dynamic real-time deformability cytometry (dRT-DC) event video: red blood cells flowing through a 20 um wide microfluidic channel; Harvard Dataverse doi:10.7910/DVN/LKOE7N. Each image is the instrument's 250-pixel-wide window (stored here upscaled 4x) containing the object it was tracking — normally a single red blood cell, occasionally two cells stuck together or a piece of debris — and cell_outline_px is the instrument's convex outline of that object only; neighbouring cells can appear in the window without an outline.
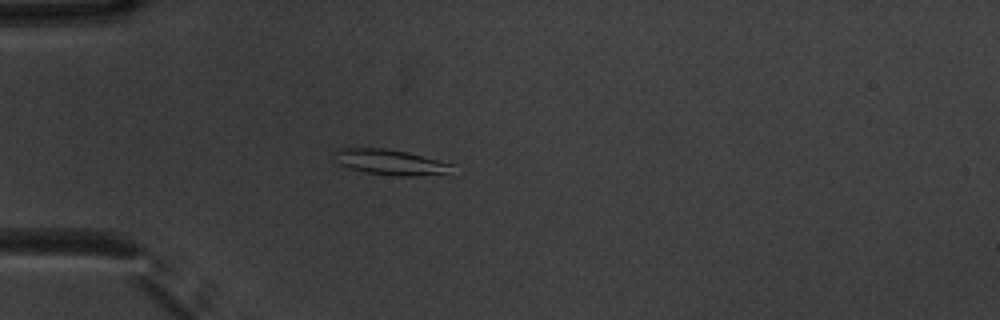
{"species": "common noctule bat (a hibernating species)", "species_latin": "Nyctalus noctula", "temperature_condition": "warm", "stored_images_in_passage": 47, "camera_frame_rate_fps": 3000, "um_per_image_px": 0.085, "animal": {"sex": "male", "body_mass_g": 20.1, "forearm_length_mm": 53.5}, "frame": {"image": 1, "passage_image": 9, "time_ms": 2.667, "image_size_px": [1000, 320], "cell_outline_px": [[456, 176], [396, 176], [364, 172], [348, 168], [340, 164], [336, 152], [336, 148], [384, 148], [408, 152], [456, 164]], "centroid_in_image_um": [33.45, 13.83], "position_along_channel_um": 51.5, "area_um2": 18.21}}
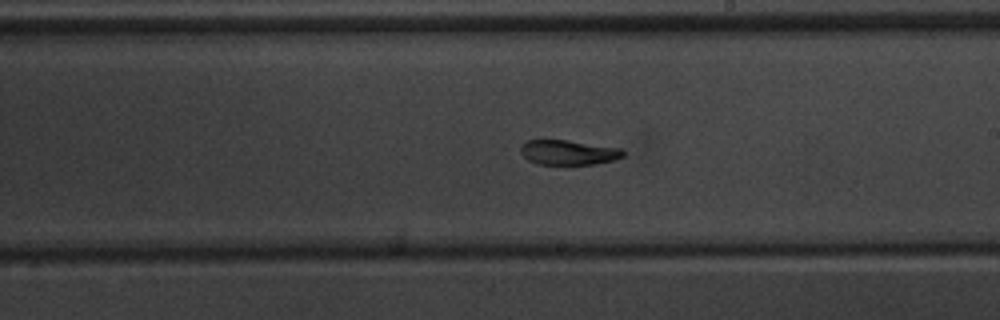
{"frame": {"image": 2, "passage_image": 25, "time_ms": 8.0, "image_size_px": [1000, 320], "cell_outline_px": [[624, 156], [612, 160], [596, 164], [568, 168], [536, 164], [528, 160], [520, 152], [520, 148], [528, 140], [568, 140], [620, 148], [624, 152]], "centroid_in_image_um": [48.3, 13.02], "position_along_channel_um": 240.7, "area_um2": 15.55}}
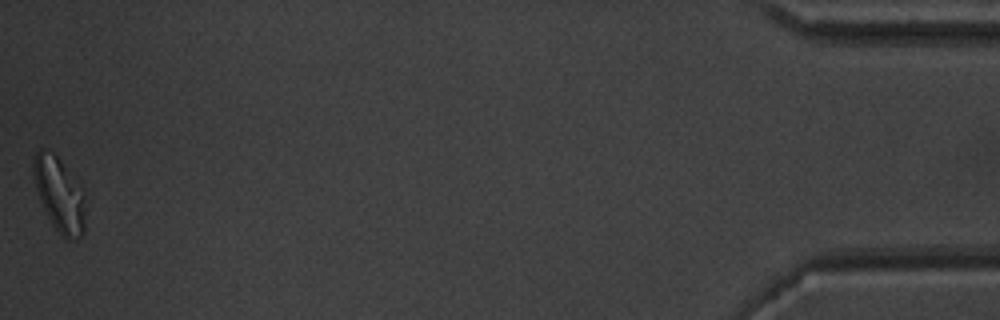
{"frame": {"image": 3, "passage_image": 47, "time_ms": 15.333, "image_size_px": [1000, 320], "cell_outline_px": [[84, 232], [76, 240], [68, 240], [52, 224], [40, 200], [36, 188], [32, 172], [32, 160], [36, 152], [40, 148], [52, 152], [60, 160], [80, 196], [84, 212]], "centroid_in_image_um": [4.95, 16.54], "position_along_channel_um": 430.3, "area_um2": 21.04}, "authors_computed_cell_mechanics": {"area_um2": 16.2996, "velocity_mm_per_s": 3.7937, "shape_relaxation_time_tau1_ms": 4.0029, "shape_relaxation_time_tau2_ms": 2.3256, "deformation_change_tau1": 0.1524, "deformation_change_tau2": 0.0867}}